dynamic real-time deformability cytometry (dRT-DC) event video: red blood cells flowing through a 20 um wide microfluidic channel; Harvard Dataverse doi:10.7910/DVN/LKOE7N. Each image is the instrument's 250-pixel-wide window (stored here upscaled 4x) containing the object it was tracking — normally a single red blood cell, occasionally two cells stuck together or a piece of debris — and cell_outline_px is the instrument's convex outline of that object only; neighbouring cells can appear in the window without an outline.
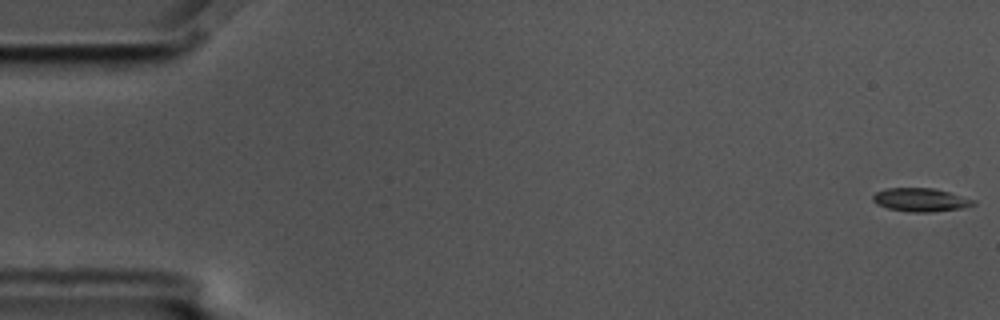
{"species": "common noctule bat (a hibernating species)", "species_latin": "Nyctalus noctula", "temperature_condition": "cold", "stored_images_in_passage": 57, "camera_frame_rate_fps": 3000, "um_per_image_px": 0.085, "animal": {"sex": "male", "body_mass_g": 17.5, "forearm_length_mm": 52.3}, "frame": {"image": 1, "passage_image": 1, "time_ms": 0.0, "image_size_px": [1000, 320], "cell_outline_px": [[976, 204], [964, 208], [932, 212], [912, 212], [888, 208], [876, 204], [872, 200], [872, 196], [876, 192], [884, 188], [932, 188], [948, 192], [976, 200]], "centroid_in_image_um": [78.25, 16.99], "position_along_channel_um": 6.8, "area_um2": 13.76}}
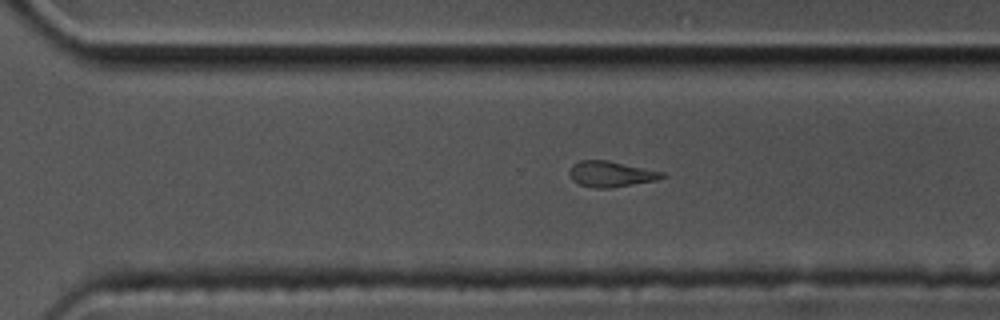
{"frame": {"image": 2, "passage_image": 39, "time_ms": 12.667, "image_size_px": [1000, 320], "cell_outline_px": [[664, 176], [656, 180], [612, 188], [592, 188], [580, 184], [572, 180], [568, 176], [568, 172], [572, 164], [580, 160], [608, 160], [664, 172]], "centroid_in_image_um": [51.87, 14.79], "position_along_channel_um": 318.7, "area_um2": 13.99}}
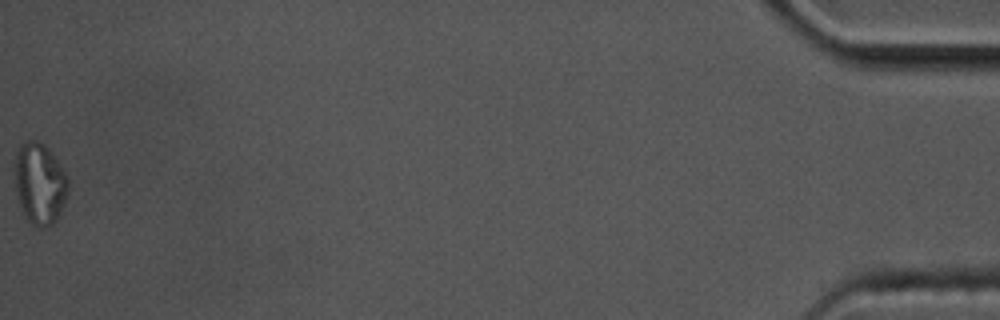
{"frame": {"image": 3, "passage_image": 57, "time_ms": 18.667, "image_size_px": [1000, 320], "cell_outline_px": [[68, 196], [56, 220], [52, 224], [44, 228], [36, 228], [24, 216], [20, 208], [16, 192], [16, 152], [20, 144], [28, 140], [36, 140], [44, 144], [48, 148], [64, 168], [68, 176]], "centroid_in_image_um": [3.4, 15.62], "position_along_channel_um": 431.8, "area_um2": 25.61}, "authors_computed_cell_mechanics": {"area_um2": 14.5078, "velocity_mm_per_s": 3.569, "shape_relaxation_time_tau1_ms": null, "shape_relaxation_time_tau2_ms": 2.5556, "deformation_change_tau1": null, "deformation_change_tau2": 0.0833}}